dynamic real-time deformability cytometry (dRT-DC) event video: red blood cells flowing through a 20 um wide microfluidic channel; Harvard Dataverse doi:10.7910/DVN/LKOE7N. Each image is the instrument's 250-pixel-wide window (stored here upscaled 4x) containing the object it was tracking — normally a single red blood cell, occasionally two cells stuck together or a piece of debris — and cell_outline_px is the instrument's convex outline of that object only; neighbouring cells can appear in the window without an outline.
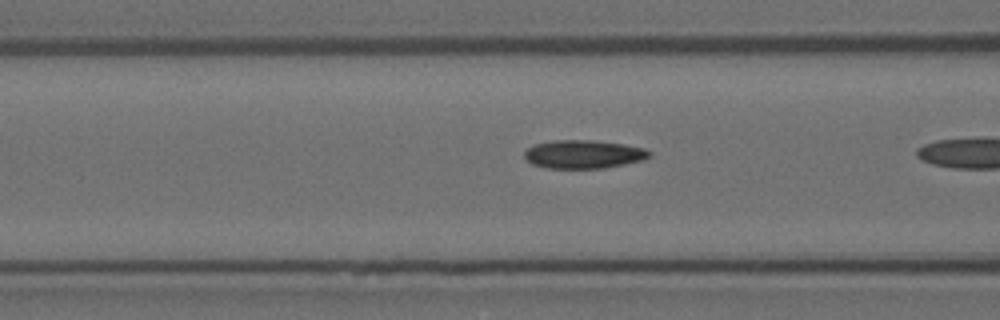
{"species": "Egyptian fruit bat (a non-hibernating species)", "species_latin": "Rousettus aegyptiacus", "temperature_condition": "room temperature", "stored_images_in_passage": 20, "camera_frame_rate_fps": 3000, "um_per_image_px": 0.085, "animal": {"sex": "female"}, "frame": {"image": 1, "passage_image": 19, "time_ms": 6.0, "image_size_px": [1000, 320], "cell_outline_px": [[652, 156], [644, 160], [604, 168], [548, 168], [532, 164], [524, 156], [524, 152], [532, 144], [552, 140], [592, 140], [624, 144], [644, 148], [652, 152]], "centroid_in_image_um": [49.61, 13.1], "position_along_channel_um": 117.0, "area_um2": 20.81}}